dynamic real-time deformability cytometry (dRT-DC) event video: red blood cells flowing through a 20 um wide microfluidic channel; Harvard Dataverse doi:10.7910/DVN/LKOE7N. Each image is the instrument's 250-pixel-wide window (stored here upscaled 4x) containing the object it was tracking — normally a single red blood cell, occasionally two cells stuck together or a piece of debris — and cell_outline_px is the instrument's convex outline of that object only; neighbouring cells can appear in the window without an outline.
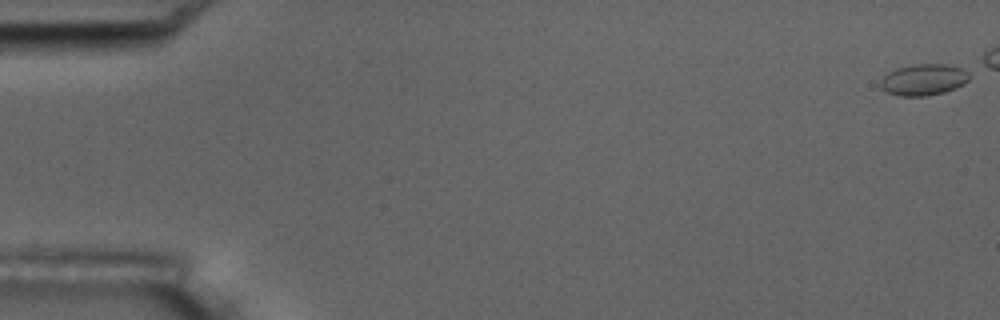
{"species": "common noctule bat (a hibernating species)", "species_latin": "Nyctalus noctula", "temperature_condition": "room temperature", "stored_images_in_passage": 8, "camera_frame_rate_fps": 3000, "um_per_image_px": 0.085, "animal": {"sex": "male", "body_mass_g": 17.5, "forearm_length_mm": 52.3}, "frame": {"image": 1, "passage_image": 1, "time_ms": 0.0, "image_size_px": [1000, 320], "cell_outline_px": [[968, 80], [964, 84], [956, 88], [944, 92], [928, 96], [900, 96], [888, 92], [880, 84], [880, 80], [888, 72], [896, 68], [912, 64], [944, 64], [960, 68], [968, 72]], "centroid_in_image_um": [78.5, 6.77], "position_along_channel_um": 6.5, "area_um2": 16.13}}